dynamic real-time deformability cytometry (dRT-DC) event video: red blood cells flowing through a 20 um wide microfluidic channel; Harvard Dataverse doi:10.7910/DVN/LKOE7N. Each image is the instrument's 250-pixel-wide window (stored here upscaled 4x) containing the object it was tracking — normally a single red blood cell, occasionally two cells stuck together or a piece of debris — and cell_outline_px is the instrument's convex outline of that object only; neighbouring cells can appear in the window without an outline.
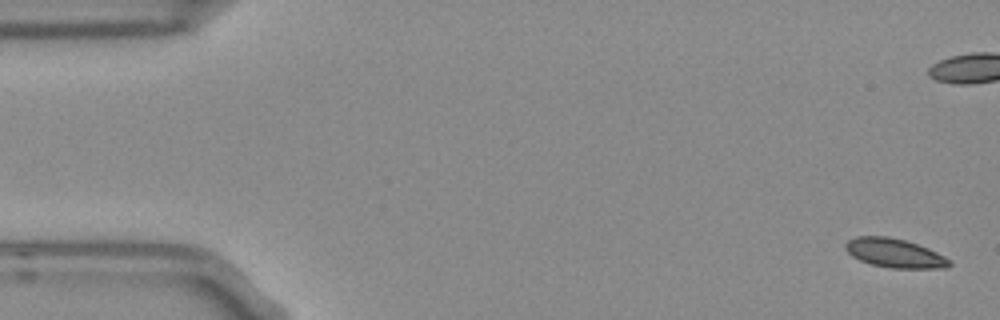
{"species": "Egyptian fruit bat (a non-hibernating species)", "species_latin": "Rousettus aegyptiacus", "temperature_condition": "room temperature", "stored_images_in_passage": 54, "camera_frame_rate_fps": 3000, "um_per_image_px": 0.085, "frame": {"image": 1, "passage_image": 1, "time_ms": 0.0, "image_size_px": [1000, 320], "cell_outline_px": [[952, 264], [948, 268], [892, 268], [872, 264], [860, 260], [852, 256], [844, 248], [844, 244], [848, 240], [856, 236], [888, 236], [904, 240], [928, 248], [944, 256]], "centroid_in_image_um": [76.02, 21.51], "position_along_channel_um": 9.0, "area_um2": 17.46}, "authors_computed_cell_mechanics": {"area_um2": 17.7157, "velocity_mm_per_s": 3.7239, "shape_relaxation_time_tau1_ms": 3.2466, "shape_relaxation_time_tau2_ms": 0.8342, "deformation_change_tau1": 0.0956, "deformation_change_tau2": 0.0369}}